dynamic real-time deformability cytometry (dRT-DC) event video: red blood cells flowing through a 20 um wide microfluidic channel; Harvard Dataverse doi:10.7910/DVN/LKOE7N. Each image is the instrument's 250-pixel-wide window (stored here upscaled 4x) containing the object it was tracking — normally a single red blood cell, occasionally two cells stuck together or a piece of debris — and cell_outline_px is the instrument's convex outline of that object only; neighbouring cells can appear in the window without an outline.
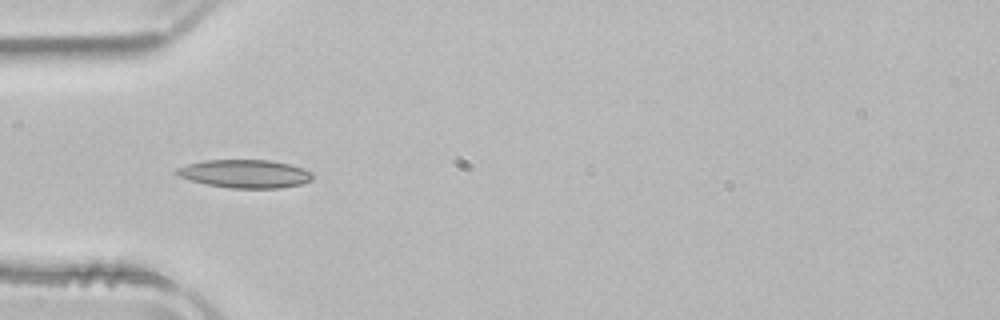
{"species": "common noctule bat (a hibernating species)", "species_latin": "Nyctalus noctula", "temperature_condition": "room temperature", "stored_images_in_passage": 7, "camera_frame_rate_fps": 3000, "um_per_image_px": 0.085, "animal": {"sex": "male", "body_mass_g": 21.5, "forearm_length_mm": 52.0}, "frame": {"image": 1, "passage_image": 3, "time_ms": 0.667, "image_size_px": [1000, 320], "cell_outline_px": [[312, 180], [300, 184], [280, 188], [232, 188], [208, 184], [192, 180], [180, 176], [176, 172], [176, 168], [188, 164], [208, 160], [268, 160], [288, 164], [304, 168], [312, 172]], "centroid_in_image_um": [20.87, 14.77], "position_along_channel_um": 64.1, "area_um2": 22.02}}